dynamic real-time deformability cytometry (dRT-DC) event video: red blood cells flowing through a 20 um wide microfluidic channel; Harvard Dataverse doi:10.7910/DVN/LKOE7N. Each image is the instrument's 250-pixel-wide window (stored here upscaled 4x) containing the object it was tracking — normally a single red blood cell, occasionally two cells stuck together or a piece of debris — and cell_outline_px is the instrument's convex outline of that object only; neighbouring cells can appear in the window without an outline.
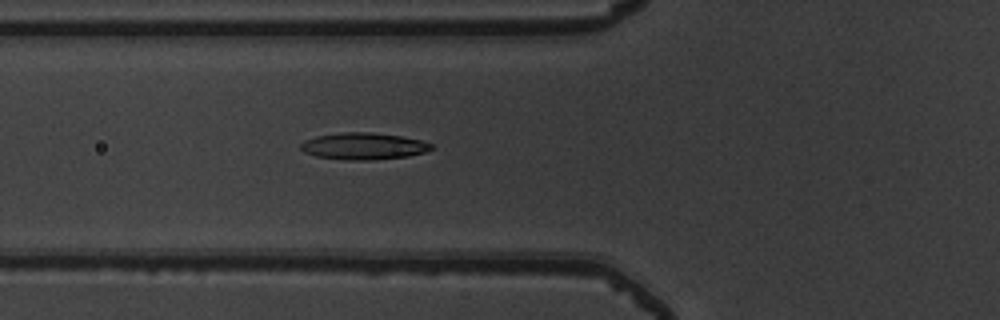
{"species": "common noctule bat (a hibernating species)", "species_latin": "Nyctalus noctula", "temperature_condition": "warm", "stored_images_in_passage": 54, "camera_frame_rate_fps": 3000, "um_per_image_px": 0.085, "animal": {"sex": "male", "body_mass_g": 19.5, "forearm_length_mm": 54.6}, "frame": {"image": 1, "passage_image": 21, "time_ms": 6.667, "image_size_px": [1000, 320], "cell_outline_px": [[432, 148], [424, 152], [408, 156], [372, 160], [348, 160], [316, 156], [304, 152], [300, 148], [300, 144], [304, 140], [316, 136], [340, 132], [372, 132], [400, 136], [420, 140], [432, 144]], "centroid_in_image_um": [30.86, 12.42], "position_along_channel_um": 94.9, "area_um2": 20.35}}
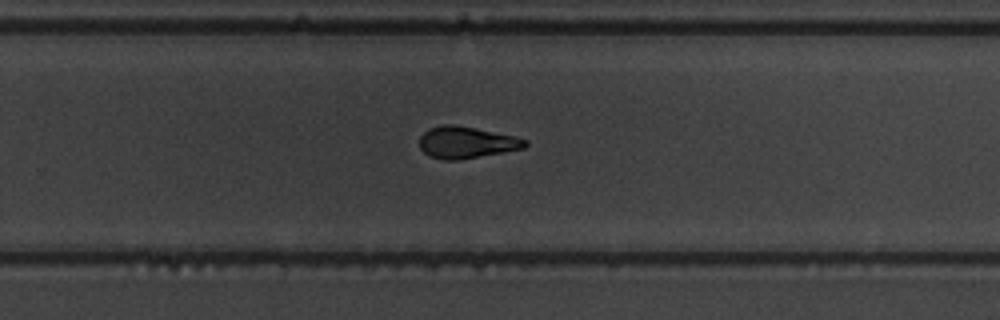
{"frame": {"image": 2, "passage_image": 36, "time_ms": 11.667, "image_size_px": [1000, 320], "cell_outline_px": [[528, 144], [524, 148], [504, 152], [456, 160], [444, 160], [428, 156], [420, 148], [420, 136], [428, 128], [444, 124], [452, 124], [476, 128], [512, 136], [528, 140]], "centroid_in_image_um": [39.61, 12.1], "position_along_channel_um": 290.2, "area_um2": 19.42}}
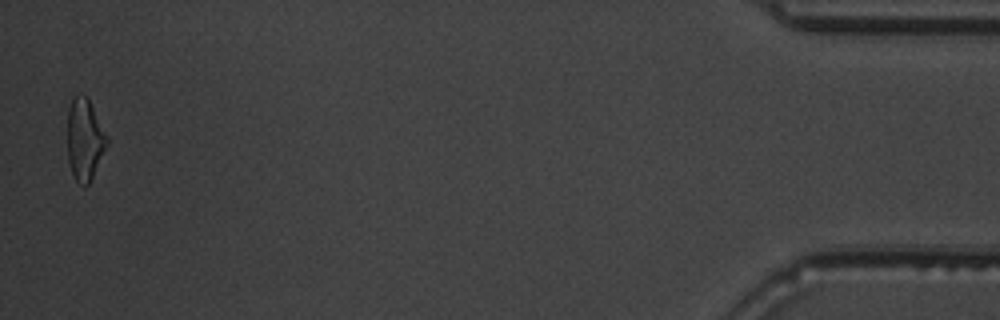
{"frame": {"image": 3, "passage_image": 53, "time_ms": 17.333, "image_size_px": [1000, 320], "cell_outline_px": [[108, 144], [88, 184], [84, 188], [76, 180], [72, 172], [68, 160], [68, 108], [72, 96], [84, 96], [88, 100], [108, 140]], "centroid_in_image_um": [7.17, 11.89], "position_along_channel_um": 428.0, "area_um2": 18.15}, "authors_computed_cell_mechanics": {"area_um2": 19.7098, "velocity_mm_per_s": 3.9139, "shape_relaxation_time_tau1_ms": 5.4934, "shape_relaxation_time_tau2_ms": 2.1893, "deformation_change_tau1": 0.1795, "deformation_change_tau2": 0.1065}}